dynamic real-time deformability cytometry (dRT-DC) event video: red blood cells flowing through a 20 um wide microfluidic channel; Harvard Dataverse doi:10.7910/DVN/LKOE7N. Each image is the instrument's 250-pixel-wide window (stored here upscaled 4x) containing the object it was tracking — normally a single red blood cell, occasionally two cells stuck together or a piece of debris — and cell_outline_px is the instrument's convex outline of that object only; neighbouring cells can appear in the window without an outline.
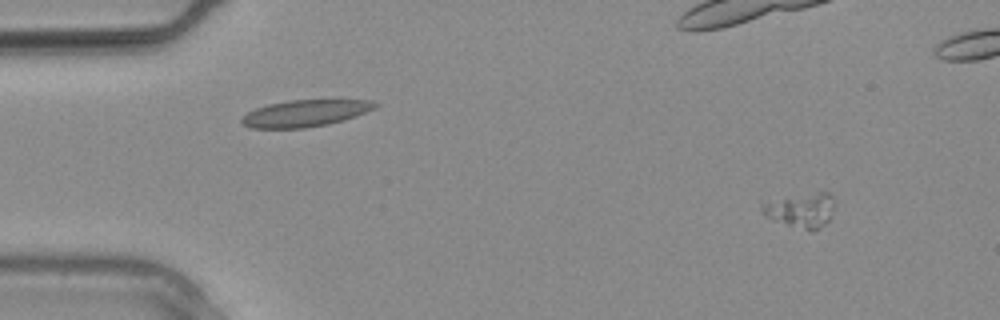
{"species": "common noctule bat (a hibernating species)", "species_latin": "Nyctalus noctula", "temperature_condition": "warm", "stored_images_in_passage": 13, "camera_frame_rate_fps": 3000, "um_per_image_px": 0.085, "animal": {"sex": "male", "body_mass_g": 20.4}, "frame": {"image": 1, "passage_image": 3, "time_ms": 0.667, "image_size_px": [1000, 320], "cell_outline_px": [[836, 204], [828, 220], [820, 228], [812, 232], [772, 220], [760, 208], [760, 204], [816, 192], [828, 192], [836, 200]], "centroid_in_image_um": [68.17, 17.89], "position_along_channel_um": 16.8, "area_um2": 14.28}}